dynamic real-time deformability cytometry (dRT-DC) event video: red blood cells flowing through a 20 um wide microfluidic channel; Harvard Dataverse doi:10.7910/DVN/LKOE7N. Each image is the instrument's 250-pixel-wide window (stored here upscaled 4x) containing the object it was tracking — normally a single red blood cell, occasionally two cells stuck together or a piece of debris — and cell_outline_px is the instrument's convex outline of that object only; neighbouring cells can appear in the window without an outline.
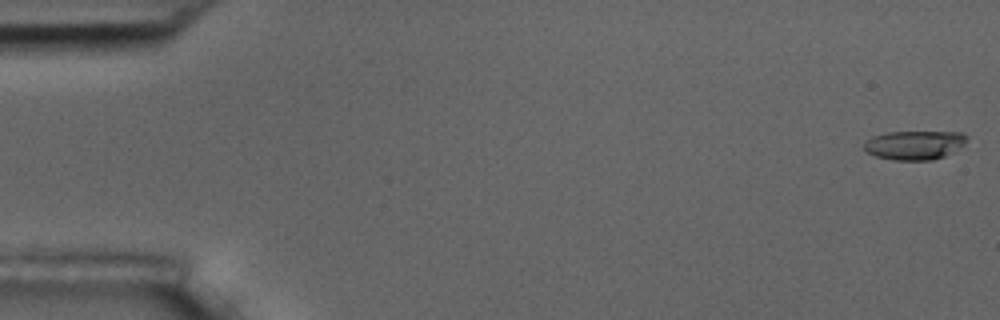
{"species": "common noctule bat (a hibernating species)", "species_latin": "Nyctalus noctula", "temperature_condition": "room temperature", "stored_images_in_passage": 11, "camera_frame_rate_fps": 3000, "um_per_image_px": 0.085, "animal": {"sex": "male", "body_mass_g": 17.5, "forearm_length_mm": 52.3}, "frame": {"image": 1, "passage_image": 1, "time_ms": 0.0, "image_size_px": [1000, 320], "cell_outline_px": [[968, 136], [964, 144], [952, 152], [944, 156], [932, 160], [892, 160], [876, 156], [868, 152], [864, 148], [864, 140], [872, 136], [888, 132], [964, 132]], "centroid_in_image_um": [77.72, 12.32], "position_along_channel_um": 7.3, "area_um2": 17.4}}
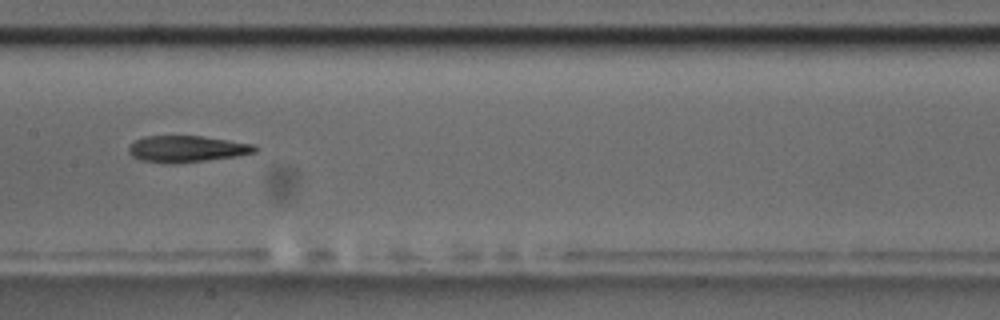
{"frame": {"image": 2, "passage_image": 8, "time_ms": 9.0, "image_size_px": [1000, 320], "cell_outline_px": [[260, 148], [256, 152], [236, 156], [172, 164], [168, 164], [140, 160], [132, 156], [128, 152], [128, 148], [136, 140], [144, 136], [200, 136], [256, 144]], "centroid_in_image_um": [15.89, 12.66], "position_along_channel_um": 191.5, "area_um2": 19.48}}
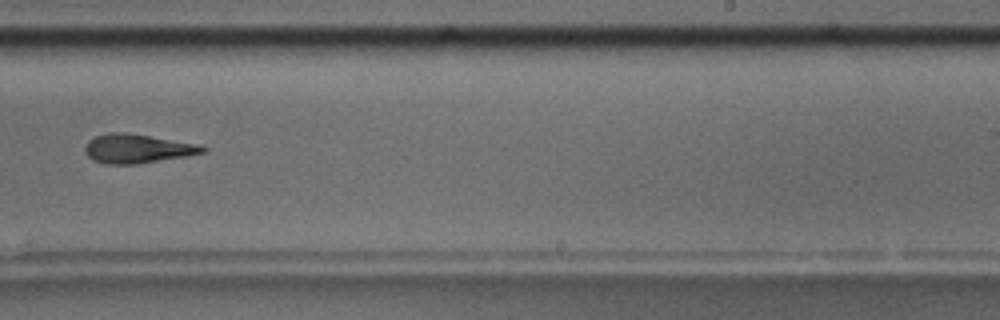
{"frame": {"image": 3, "passage_image": 10, "time_ms": 11.333, "image_size_px": [1000, 320], "cell_outline_px": [[208, 148], [204, 152], [188, 156], [136, 164], [104, 164], [92, 160], [84, 152], [84, 144], [88, 140], [96, 136], [112, 132], [124, 132], [196, 144]], "centroid_in_image_um": [11.61, 12.64], "position_along_channel_um": 277.4, "area_um2": 19.77}}